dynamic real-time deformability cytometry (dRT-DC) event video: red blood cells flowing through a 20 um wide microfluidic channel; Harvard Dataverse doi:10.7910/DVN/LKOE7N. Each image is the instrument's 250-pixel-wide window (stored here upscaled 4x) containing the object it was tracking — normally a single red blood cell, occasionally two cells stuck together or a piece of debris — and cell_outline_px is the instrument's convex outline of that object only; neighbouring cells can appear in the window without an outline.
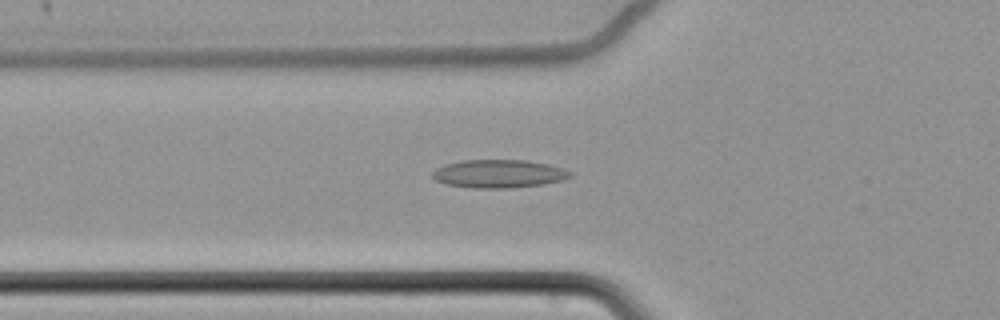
{"species": "common noctule bat (a hibernating species)", "species_latin": "Nyctalus noctula", "temperature_condition": "cold", "stored_images_in_passage": 63, "camera_frame_rate_fps": 3000, "um_per_image_px": 0.085, "animal": {"sex": "female", "body_mass_g": 22.7, "forearm_length_mm": 54.2}, "frame": {"image": 1, "passage_image": 25, "time_ms": 8.0, "image_size_px": [1000, 320], "cell_outline_px": [[572, 176], [564, 180], [544, 184], [512, 188], [472, 188], [444, 184], [436, 180], [432, 176], [432, 172], [436, 168], [444, 164], [460, 160], [528, 160], [548, 164], [564, 168], [572, 172]], "centroid_in_image_um": [42.4, 14.77], "position_along_channel_um": 83.4, "area_um2": 22.95}}
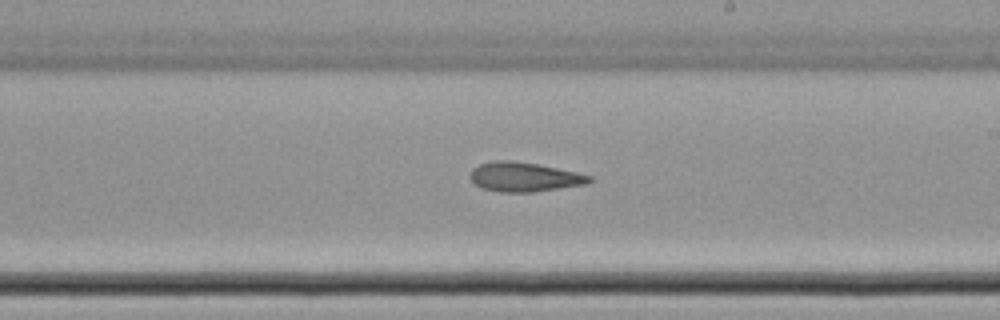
{"frame": {"image": 2, "passage_image": 39, "time_ms": 12.667, "image_size_px": [1000, 320], "cell_outline_px": [[592, 180], [584, 184], [532, 192], [500, 192], [480, 188], [468, 176], [472, 168], [480, 164], [492, 160], [512, 160], [536, 164], [576, 172], [592, 176]], "centroid_in_image_um": [44.49, 15.03], "position_along_channel_um": 244.5, "area_um2": 20.29}}
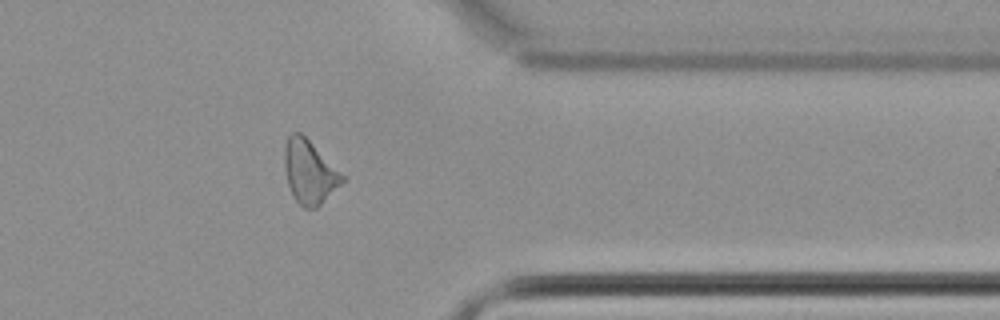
{"frame": {"image": 3, "passage_image": 52, "time_ms": 17.0, "image_size_px": [1000, 320], "cell_outline_px": [[344, 180], [316, 208], [304, 208], [292, 196], [288, 184], [284, 168], [284, 148], [288, 136], [292, 132], [300, 132], [344, 176]], "centroid_in_image_um": [26.25, 14.62], "position_along_channel_um": 385.2, "area_um2": 20.81}}